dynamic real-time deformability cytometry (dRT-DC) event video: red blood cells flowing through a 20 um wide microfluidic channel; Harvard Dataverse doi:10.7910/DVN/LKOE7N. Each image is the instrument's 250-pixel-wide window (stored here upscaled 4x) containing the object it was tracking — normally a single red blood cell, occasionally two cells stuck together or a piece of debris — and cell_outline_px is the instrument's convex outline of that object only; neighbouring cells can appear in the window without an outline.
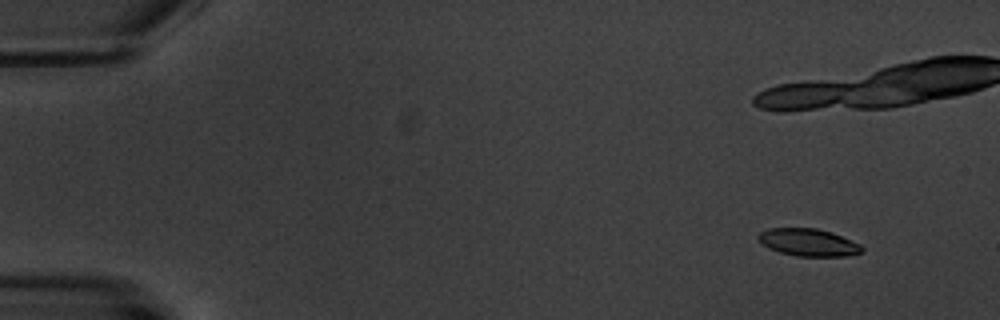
{"species": "common noctule bat (a hibernating species)", "species_latin": "Nyctalus noctula", "temperature_condition": "warm", "stored_images_in_passage": 4, "camera_frame_rate_fps": 3000, "um_per_image_px": 0.085, "animal": {"sex": "male", "body_mass_g": 20.1, "forearm_length_mm": 53.5}, "frame": {"image": 1, "passage_image": 1, "time_ms": 0.0, "image_size_px": [1000, 320], "cell_outline_px": [[864, 248], [860, 252], [844, 256], [796, 256], [780, 252], [768, 248], [760, 244], [756, 236], [760, 232], [768, 228], [816, 228], [832, 232], [860, 244]], "centroid_in_image_um": [68.65, 20.59], "position_along_channel_um": 16.3, "area_um2": 16.59}}